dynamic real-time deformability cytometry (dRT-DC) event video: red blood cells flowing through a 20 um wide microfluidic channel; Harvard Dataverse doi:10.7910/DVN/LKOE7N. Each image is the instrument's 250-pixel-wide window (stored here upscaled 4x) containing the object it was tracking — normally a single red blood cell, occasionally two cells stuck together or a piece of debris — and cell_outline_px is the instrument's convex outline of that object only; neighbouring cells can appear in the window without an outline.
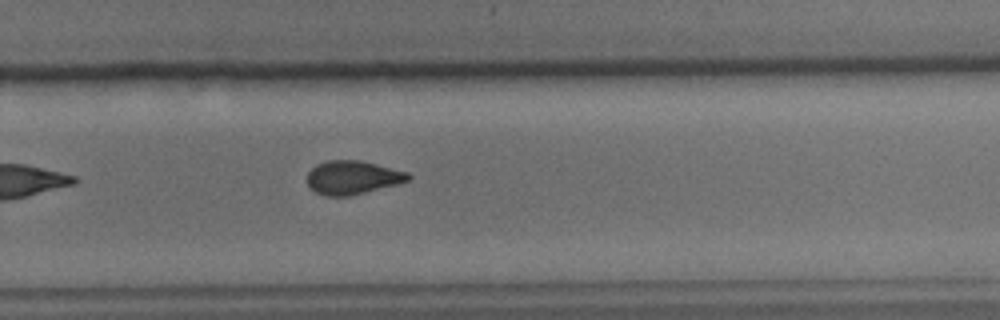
{"species": "common noctule bat (a hibernating species)", "species_latin": "Nyctalus noctula", "temperature_condition": "cold", "stored_images_in_passage": 10, "camera_frame_rate_fps": 3000, "um_per_image_px": 0.085, "animal": {"sex": "male", "body_mass_g": 15.6}, "frame": {"image": 1, "passage_image": 10, "time_ms": 11.667, "image_size_px": [1000, 320], "cell_outline_px": [[412, 176], [408, 180], [396, 184], [348, 196], [324, 196], [316, 192], [308, 184], [308, 172], [316, 164], [328, 160], [360, 160], [408, 172]], "centroid_in_image_um": [29.95, 15.08], "position_along_channel_um": 299.8, "area_um2": 19.54}}